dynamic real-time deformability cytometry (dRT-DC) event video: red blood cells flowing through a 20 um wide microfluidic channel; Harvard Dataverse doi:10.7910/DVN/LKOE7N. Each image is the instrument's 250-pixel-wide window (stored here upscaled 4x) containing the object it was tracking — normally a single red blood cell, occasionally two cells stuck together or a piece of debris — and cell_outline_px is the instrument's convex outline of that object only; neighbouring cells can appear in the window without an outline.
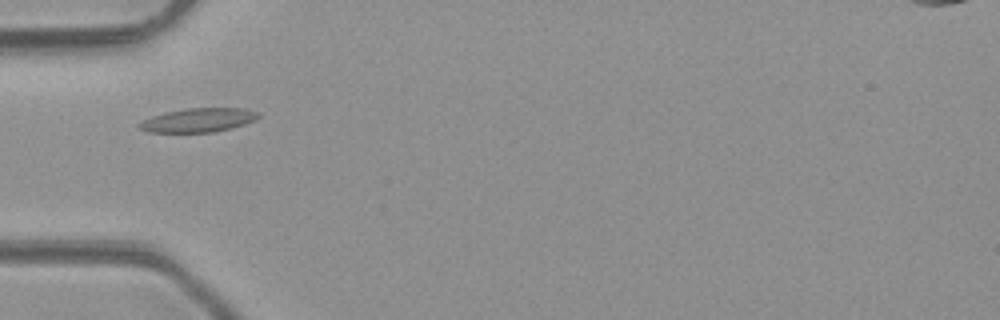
{"species": "common noctule bat (a hibernating species)", "species_latin": "Nyctalus noctula", "temperature_condition": "room temperature", "stored_images_in_passage": 8, "camera_frame_rate_fps": 3000, "um_per_image_px": 0.085, "animal": {"sex": "male", "body_mass_g": 23.1, "forearm_length_mm": 52.7}, "frame": {"image": 1, "passage_image": 6, "time_ms": 5.667, "image_size_px": [1000, 320], "cell_outline_px": [[260, 116], [256, 120], [232, 128], [212, 132], [148, 132], [140, 128], [136, 124], [152, 116], [164, 112], [188, 108], [244, 108], [260, 112]], "centroid_in_image_um": [16.89, 10.2], "position_along_channel_um": 68.1, "area_um2": 16.65}}
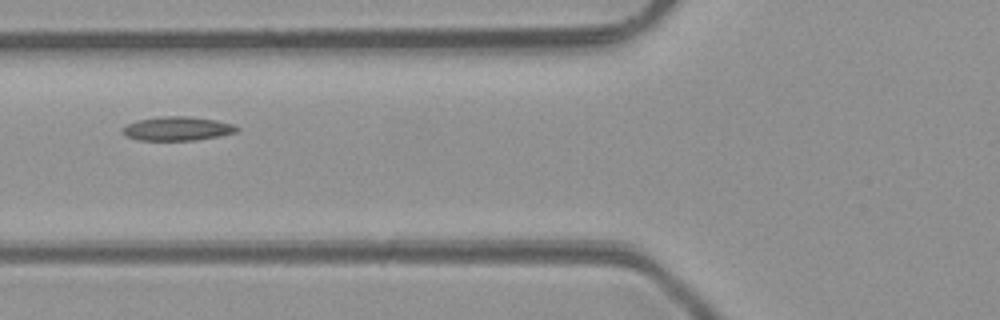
{"frame": {"image": 2, "passage_image": 7, "time_ms": 6.667, "image_size_px": [1000, 320], "cell_outline_px": [[240, 128], [236, 132], [196, 140], [140, 140], [128, 136], [120, 132], [128, 124], [136, 120], [156, 116], [188, 116], [216, 120], [232, 124]], "centroid_in_image_um": [15.05, 10.92], "position_along_channel_um": 110.7, "area_um2": 15.84}}
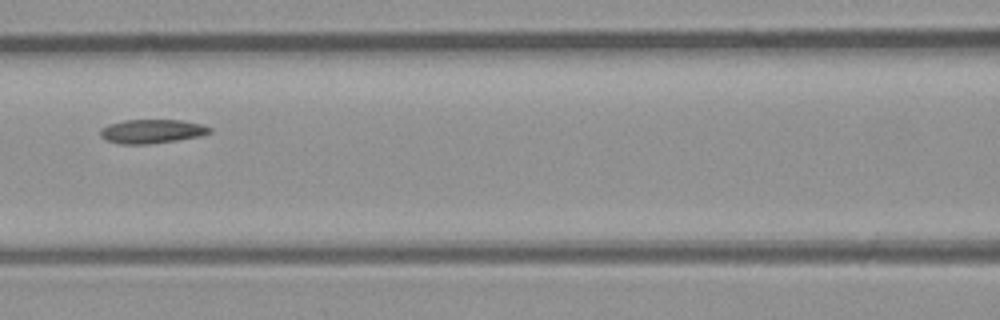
{"frame": {"image": 3, "passage_image": 8, "time_ms": 7.667, "image_size_px": [1000, 320], "cell_outline_px": [[212, 132], [200, 136], [176, 140], [148, 144], [120, 144], [108, 140], [100, 136], [100, 128], [108, 124], [124, 120], [184, 120], [204, 124], [212, 128]], "centroid_in_image_um": [12.93, 11.15], "position_along_channel_um": 153.7, "area_um2": 15.37}}